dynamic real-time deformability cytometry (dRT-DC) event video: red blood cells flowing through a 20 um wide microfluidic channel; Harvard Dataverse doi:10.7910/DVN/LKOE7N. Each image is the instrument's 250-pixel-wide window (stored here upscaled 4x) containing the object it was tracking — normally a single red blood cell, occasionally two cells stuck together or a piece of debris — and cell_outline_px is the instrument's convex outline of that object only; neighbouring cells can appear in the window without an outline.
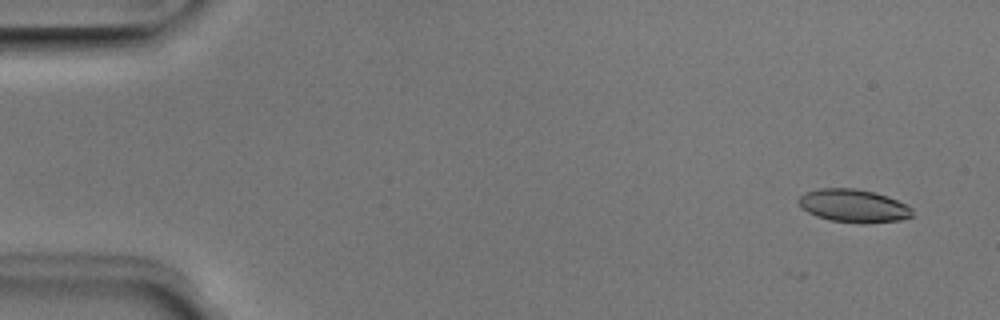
{"species": "Egyptian fruit bat (a non-hibernating species)", "species_latin": "Rousettus aegyptiacus", "temperature_condition": "room temperature", "stored_images_in_passage": 5, "camera_frame_rate_fps": 3000, "um_per_image_px": 0.085, "animal": {"sex": "male"}, "frame": {"image": 1, "passage_image": 1, "time_ms": 0.0, "image_size_px": [1000, 320], "cell_outline_px": [[912, 216], [900, 220], [828, 220], [816, 216], [800, 208], [796, 200], [804, 192], [820, 188], [856, 188], [888, 196], [912, 208]], "centroid_in_image_um": [72.45, 17.43], "position_along_channel_um": 12.6, "area_um2": 21.04}}
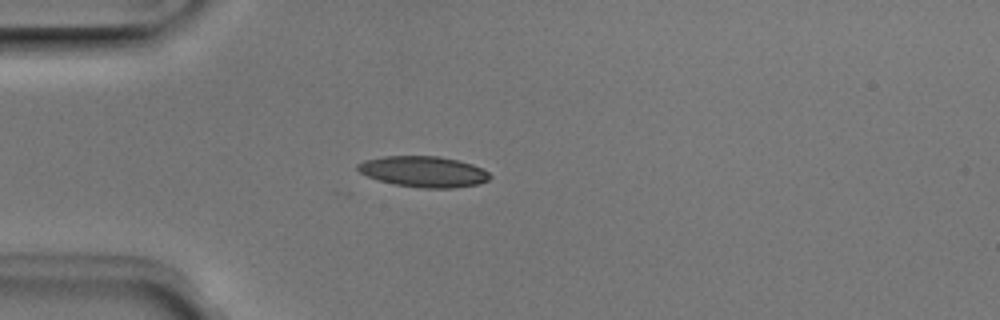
{"frame": {"image": 2, "passage_image": 4, "time_ms": 1.0, "image_size_px": [1000, 320], "cell_outline_px": [[492, 176], [488, 180], [476, 184], [452, 188], [420, 188], [396, 184], [380, 180], [368, 176], [360, 172], [356, 168], [356, 164], [364, 160], [384, 156], [440, 156], [472, 164], [488, 172]], "centroid_in_image_um": [35.98, 14.58], "position_along_channel_um": 49.0, "area_um2": 23.58}}